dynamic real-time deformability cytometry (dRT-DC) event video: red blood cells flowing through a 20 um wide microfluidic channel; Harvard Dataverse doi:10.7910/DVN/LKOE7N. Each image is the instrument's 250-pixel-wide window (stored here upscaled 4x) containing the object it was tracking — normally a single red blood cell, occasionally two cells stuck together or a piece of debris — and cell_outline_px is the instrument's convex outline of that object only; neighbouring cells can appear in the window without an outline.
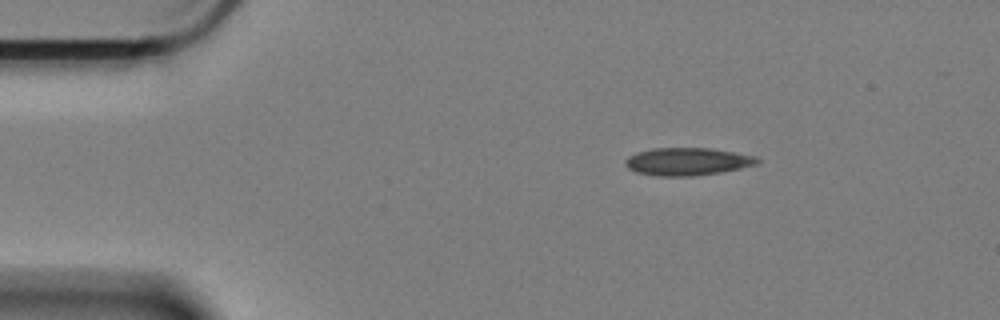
{"species": "Egyptian fruit bat (a non-hibernating species)", "species_latin": "Rousettus aegyptiacus", "temperature_condition": "cold", "stored_images_in_passage": 48, "camera_frame_rate_fps": 3000, "um_per_image_px": 0.085, "animal": {"sex": "female"}, "frame": {"image": 1, "passage_image": 1, "time_ms": 0.0, "image_size_px": [1000, 320], "cell_outline_px": [[760, 160], [756, 164], [740, 168], [720, 172], [696, 176], [656, 176], [636, 172], [628, 168], [624, 164], [624, 160], [628, 156], [636, 152], [652, 148], [708, 148], [736, 152], [756, 156]], "centroid_in_image_um": [58.39, 13.73], "position_along_channel_um": 26.6, "area_um2": 21.39}}
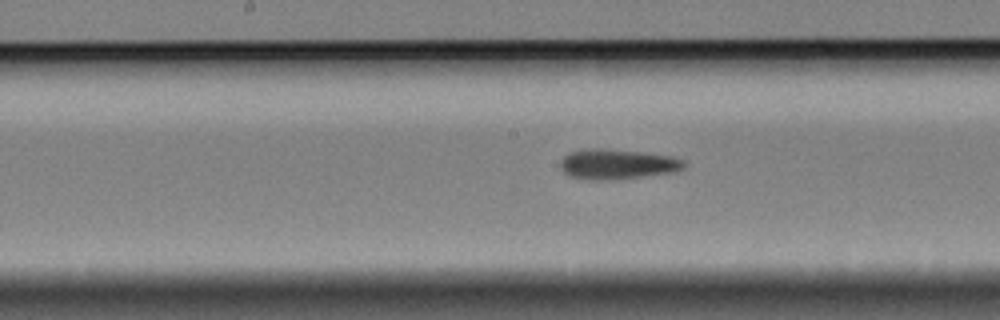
{"frame": {"image": 2, "passage_image": 21, "time_ms": 6.667, "image_size_px": [1000, 320], "cell_outline_px": [[688, 164], [684, 168], [676, 172], [612, 180], [588, 180], [568, 176], [560, 168], [560, 160], [568, 152], [588, 148], [604, 148], [644, 152], [672, 156], [684, 160]], "centroid_in_image_um": [52.47, 13.95], "position_along_channel_um": 195.7, "area_um2": 22.2}}
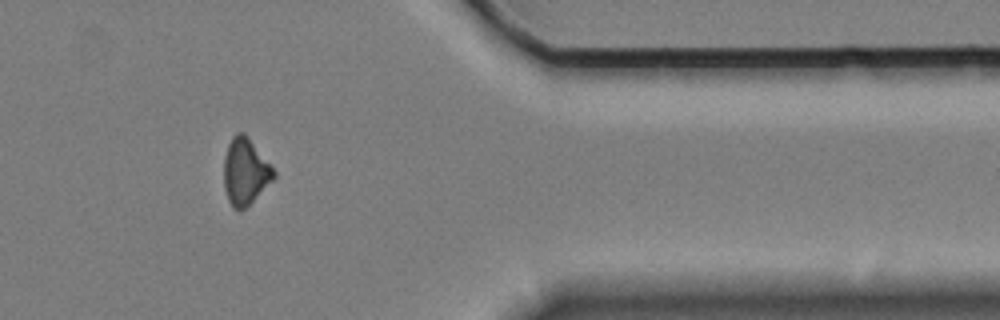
{"frame": {"image": 3, "passage_image": 40, "time_ms": 13.0, "image_size_px": [1000, 320], "cell_outline_px": [[276, 176], [244, 208], [232, 208], [228, 200], [224, 188], [224, 156], [228, 144], [232, 136], [236, 132], [244, 132], [276, 172]], "centroid_in_image_um": [20.81, 14.55], "position_along_channel_um": 390.6, "area_um2": 18.9}, "authors_computed_cell_mechanics": {"area_um2": 20.5768, "velocity_mm_per_s": 3.392, "shape_relaxation_time_tau1_ms": 4.1684, "shape_relaxation_time_tau2_ms": 7.1867, "deformation_change_tau1": 0.1114, "deformation_change_tau2": 0.1583}}